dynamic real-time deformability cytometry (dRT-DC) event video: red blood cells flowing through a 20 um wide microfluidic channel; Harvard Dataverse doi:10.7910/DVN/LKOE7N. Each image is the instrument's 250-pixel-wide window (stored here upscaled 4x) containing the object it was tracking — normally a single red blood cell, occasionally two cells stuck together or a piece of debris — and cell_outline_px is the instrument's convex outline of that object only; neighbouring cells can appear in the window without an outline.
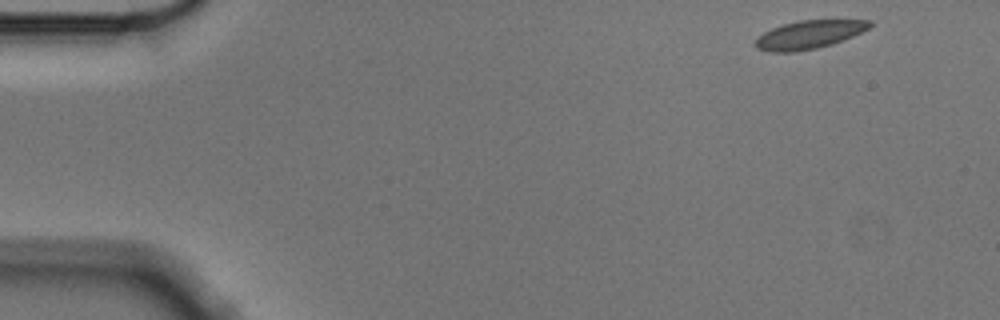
{"species": "Egyptian fruit bat (a non-hibernating species)", "species_latin": "Rousettus aegyptiacus", "temperature_condition": "cold", "stored_images_in_passage": 53, "camera_frame_rate_fps": 3000, "um_per_image_px": 0.085, "animal": {"sex": "male"}, "frame": {"image": 1, "passage_image": 1, "time_ms": 0.0, "image_size_px": [1000, 320], "cell_outline_px": [[872, 24], [868, 28], [852, 36], [832, 44], [816, 48], [796, 52], [768, 52], [756, 48], [752, 44], [756, 36], [772, 28], [784, 24], [800, 20], [872, 20]], "centroid_in_image_um": [68.69, 2.95], "position_along_channel_um": 16.3, "area_um2": 18.9}}
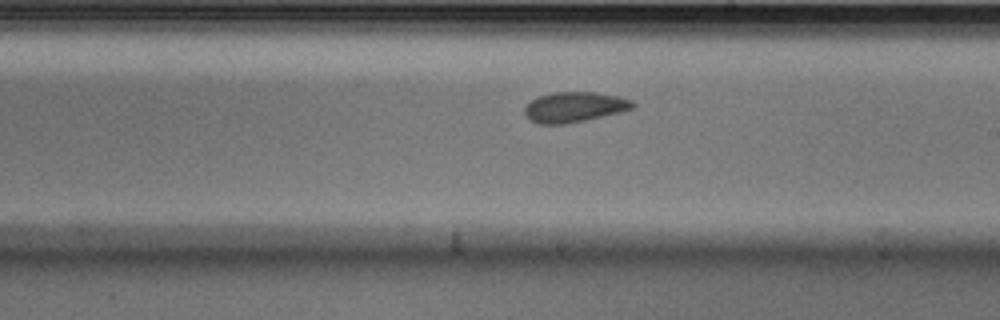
{"frame": {"image": 2, "passage_image": 29, "time_ms": 9.333, "image_size_px": [1000, 320], "cell_outline_px": [[636, 104], [632, 108], [624, 112], [564, 124], [536, 124], [528, 120], [524, 116], [524, 108], [536, 96], [552, 92], [596, 92], [620, 96], [632, 100]], "centroid_in_image_um": [48.81, 9.1], "position_along_channel_um": 240.2, "area_um2": 19.42}}
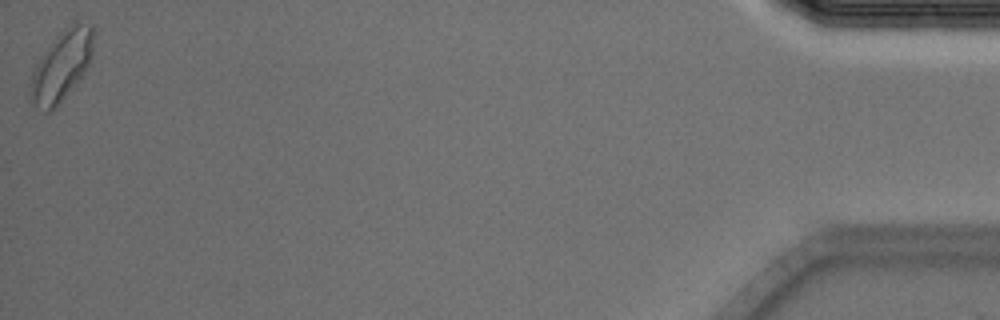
{"frame": {"image": 3, "passage_image": 53, "time_ms": 17.333, "image_size_px": [1000, 320], "cell_outline_px": [[92, 52], [88, 64], [84, 72], [56, 108], [48, 112], [44, 112], [36, 108], [28, 92], [32, 76], [36, 64], [44, 52], [60, 32], [72, 24], [92, 24]], "centroid_in_image_um": [5.19, 5.66], "position_along_channel_um": 430.0, "area_um2": 25.03}, "authors_computed_cell_mechanics": {"area_um2": 19.4208, "velocity_mm_per_s": 3.5232, "shape_relaxation_time_tau1_ms": 6.5814, "shape_relaxation_time_tau2_ms": 1.7895, "deformation_change_tau1": 0.0924, "deformation_change_tau2": 0.0639}}